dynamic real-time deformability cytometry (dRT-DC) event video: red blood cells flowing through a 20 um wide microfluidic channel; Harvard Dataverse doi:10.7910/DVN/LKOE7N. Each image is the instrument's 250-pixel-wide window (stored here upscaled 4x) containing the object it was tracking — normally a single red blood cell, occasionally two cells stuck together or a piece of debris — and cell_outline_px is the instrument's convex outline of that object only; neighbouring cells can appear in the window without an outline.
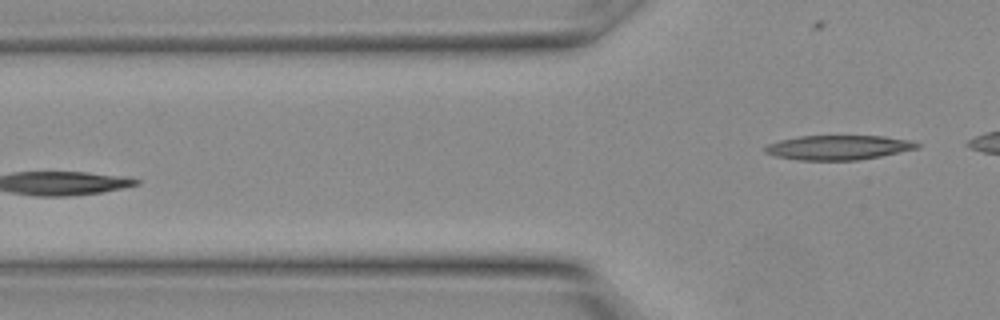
{"species": "Egyptian fruit bat (a non-hibernating species)", "species_latin": "Rousettus aegyptiacus", "temperature_condition": "warm", "stored_images_in_passage": 7, "segment_of_instrument_passage": [2, 2], "camera_frame_rate_fps": 3000, "um_per_image_px": 0.085, "animal": {"sex": "female"}, "frame": {"image": 1, "passage_image": 7, "time_ms": 2.0, "image_size_px": [1000, 320], "cell_outline_px": [[920, 148], [880, 156], [856, 160], [800, 160], [776, 156], [764, 152], [764, 148], [768, 144], [780, 140], [800, 136], [884, 136], [912, 140], [920, 144]], "centroid_in_image_um": [71.29, 12.53], "position_along_channel_um": 54.5, "area_um2": 21.68}}